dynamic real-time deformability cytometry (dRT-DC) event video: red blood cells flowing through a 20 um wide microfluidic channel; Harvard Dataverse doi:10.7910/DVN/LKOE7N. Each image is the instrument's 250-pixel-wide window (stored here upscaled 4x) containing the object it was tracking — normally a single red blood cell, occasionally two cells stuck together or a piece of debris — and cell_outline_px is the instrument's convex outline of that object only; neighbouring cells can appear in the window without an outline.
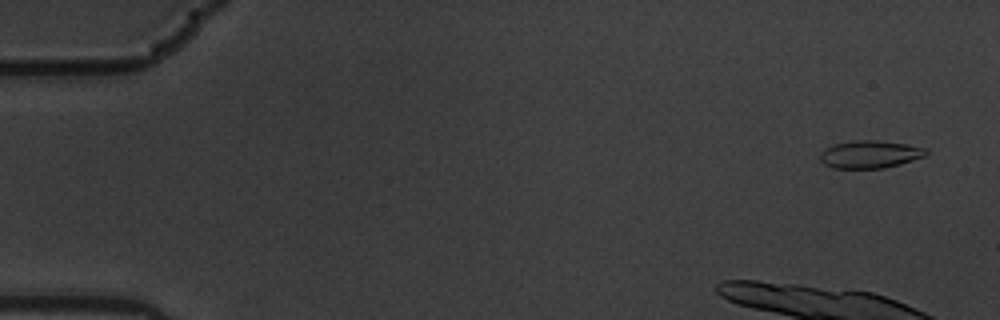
{"species": "common noctule bat (a hibernating species)", "species_latin": "Nyctalus noctula", "temperature_condition": "warm", "stored_images_in_passage": 6, "camera_frame_rate_fps": 3000, "um_per_image_px": 0.085, "animal": {"sex": "male", "body_mass_g": 19.5, "forearm_length_mm": 54.6}, "frame": {"image": 1, "passage_image": 1, "time_ms": 0.0, "image_size_px": [1000, 320], "cell_outline_px": [[928, 152], [924, 156], [900, 164], [884, 168], [832, 168], [824, 164], [820, 160], [820, 152], [824, 148], [836, 144], [852, 140], [880, 140], [908, 144], [928, 148]], "centroid_in_image_um": [73.94, 13.11], "position_along_channel_um": 11.1, "area_um2": 17.22}}